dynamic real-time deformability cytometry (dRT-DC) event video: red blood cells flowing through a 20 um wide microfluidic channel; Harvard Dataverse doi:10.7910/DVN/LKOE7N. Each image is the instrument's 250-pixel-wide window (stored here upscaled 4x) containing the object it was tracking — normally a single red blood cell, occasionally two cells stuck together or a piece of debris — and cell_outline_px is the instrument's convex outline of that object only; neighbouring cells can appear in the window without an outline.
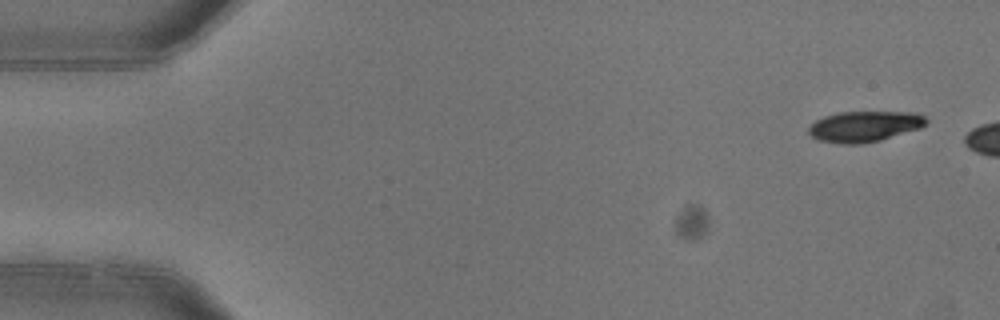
{"species": "common noctule bat (a hibernating species)", "species_latin": "Nyctalus noctula", "temperature_condition": "warm", "stored_images_in_passage": 2, "camera_frame_rate_fps": 3000, "um_per_image_px": 0.085, "animal": {"sex": "female"}, "frame": {"image": 1, "passage_image": 1, "time_ms": 0.0, "image_size_px": [1000, 320], "cell_outline_px": [[928, 120], [920, 128], [880, 140], [860, 144], [840, 144], [820, 140], [812, 136], [808, 132], [808, 128], [816, 120], [824, 116], [840, 112], [916, 112], [924, 116]], "centroid_in_image_um": [73.48, 10.74], "position_along_channel_um": 11.5, "area_um2": 20.92}}